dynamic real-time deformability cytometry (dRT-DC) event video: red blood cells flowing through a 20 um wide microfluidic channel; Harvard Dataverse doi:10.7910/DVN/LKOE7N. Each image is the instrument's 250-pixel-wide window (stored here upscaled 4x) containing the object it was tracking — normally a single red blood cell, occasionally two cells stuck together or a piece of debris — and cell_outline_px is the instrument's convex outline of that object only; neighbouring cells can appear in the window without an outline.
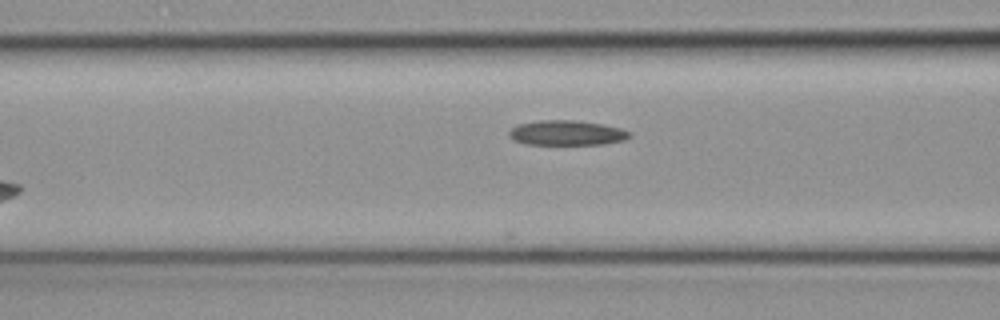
{"species": "common noctule bat (a hibernating species)", "species_latin": "Nyctalus noctula", "temperature_condition": "cold", "stored_images_in_passage": 5, "camera_frame_rate_fps": 3000, "um_per_image_px": 0.085, "animal": {"sex": "female", "body_mass_g": 19.3, "forearm_length_mm": 54.1}, "frame": {"image": 1, "passage_image": 4, "time_ms": 1.0, "image_size_px": [1000, 320], "cell_outline_px": [[632, 136], [624, 140], [604, 144], [524, 144], [508, 136], [508, 132], [512, 128], [520, 124], [540, 120], [576, 120], [600, 124], [620, 128], [632, 132]], "centroid_in_image_um": [48.2, 11.29], "position_along_channel_um": 118.4, "area_um2": 17.4}}
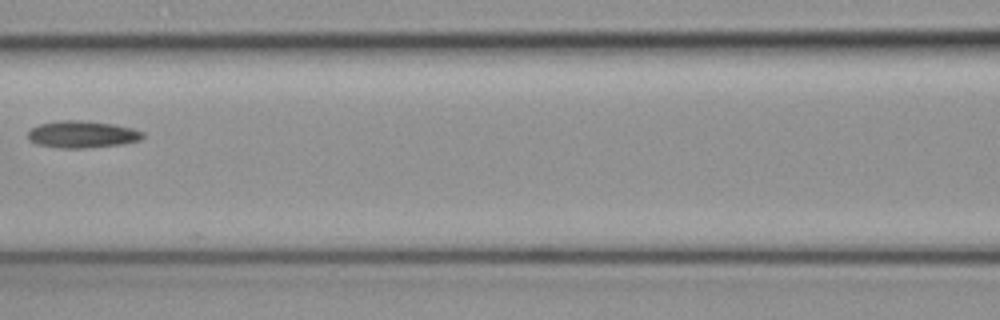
{"frame": {"image": 2, "passage_image": 5, "time_ms": 1.333, "image_size_px": [1000, 320], "cell_outline_px": [[144, 136], [140, 140], [124, 144], [84, 148], [60, 148], [36, 144], [28, 140], [28, 132], [32, 128], [40, 124], [60, 120], [84, 120], [116, 124], [132, 128], [144, 132]], "centroid_in_image_um": [7.0, 11.42], "position_along_channel_um": 159.6, "area_um2": 18.26}}